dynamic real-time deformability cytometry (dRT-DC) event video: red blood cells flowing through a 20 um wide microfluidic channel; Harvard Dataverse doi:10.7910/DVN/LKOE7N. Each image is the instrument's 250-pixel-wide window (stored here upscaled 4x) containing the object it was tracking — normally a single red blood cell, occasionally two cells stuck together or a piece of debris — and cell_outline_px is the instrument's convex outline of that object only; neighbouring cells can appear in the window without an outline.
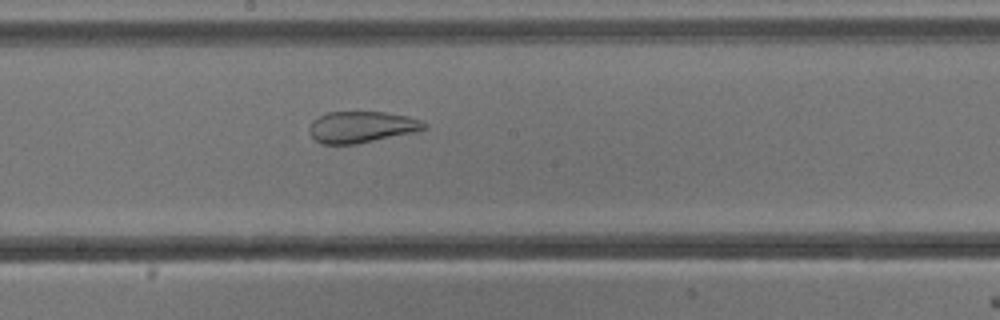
{"species": "common noctule bat (a hibernating species)", "species_latin": "Nyctalus noctula", "temperature_condition": "cold", "stored_images_in_passage": 54, "camera_frame_rate_fps": 3000, "um_per_image_px": 0.085, "animal": {"sex": "male", "body_mass_g": 13.3}, "frame": {"image": 1, "passage_image": 29, "time_ms": 9.333, "image_size_px": [1000, 320], "cell_outline_px": [[428, 128], [416, 132], [356, 144], [324, 144], [316, 140], [308, 132], [308, 128], [312, 120], [328, 112], [384, 112], [408, 116], [424, 120], [428, 124]], "centroid_in_image_um": [30.78, 10.79], "position_along_channel_um": 217.4, "area_um2": 21.21}}
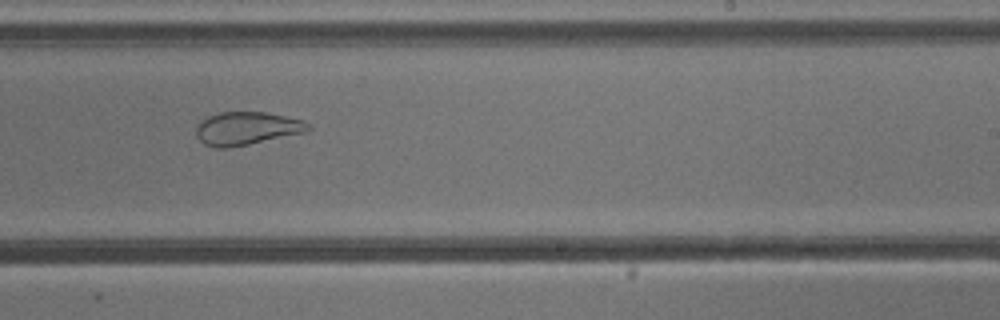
{"frame": {"image": 2, "passage_image": 33, "time_ms": 10.667, "image_size_px": [1000, 320], "cell_outline_px": [[312, 128], [308, 132], [228, 148], [216, 148], [204, 144], [196, 136], [196, 124], [200, 120], [208, 116], [220, 112], [264, 112], [304, 120]], "centroid_in_image_um": [20.96, 10.91], "position_along_channel_um": 268.0, "area_um2": 21.73}}
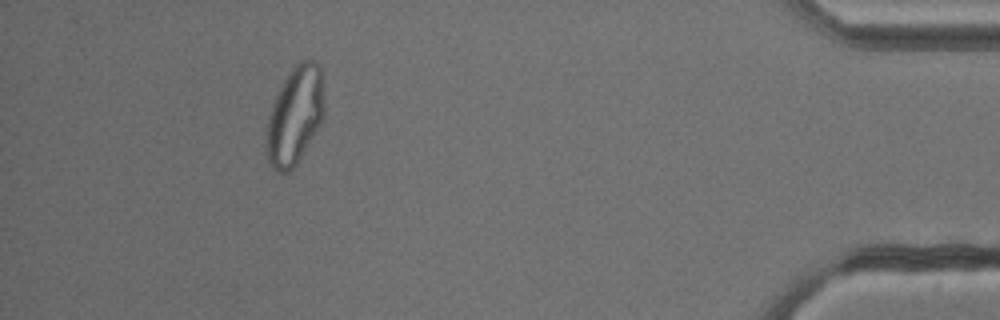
{"frame": {"image": 3, "passage_image": 49, "time_ms": 16.0, "image_size_px": [1000, 320], "cell_outline_px": [[324, 116], [296, 164], [288, 172], [276, 172], [272, 168], [268, 160], [264, 148], [268, 116], [272, 104], [288, 72], [300, 60], [312, 60], [320, 64], [324, 100]], "centroid_in_image_um": [25.04, 9.82], "position_along_channel_um": 410.2, "area_um2": 33.0}}